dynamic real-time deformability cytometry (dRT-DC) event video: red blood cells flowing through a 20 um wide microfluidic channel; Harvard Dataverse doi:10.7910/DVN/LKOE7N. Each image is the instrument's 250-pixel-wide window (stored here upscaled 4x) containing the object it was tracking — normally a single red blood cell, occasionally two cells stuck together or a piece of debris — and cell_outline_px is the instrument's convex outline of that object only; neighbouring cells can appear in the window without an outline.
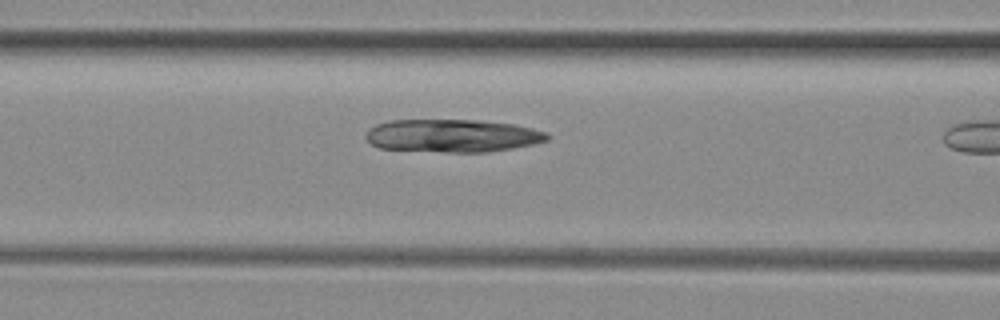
{"species": "common noctule bat (a hibernating species)", "species_latin": "Nyctalus noctula", "temperature_condition": "room temperature", "stored_images_in_passage": 11, "camera_frame_rate_fps": 3000, "um_per_image_px": 0.085, "animal": {"sex": "female", "body_mass_g": 29.2, "forearm_length_mm": 56.3}, "frame": {"image": 1, "passage_image": 10, "time_ms": 3.0, "image_size_px": [1000, 320], "cell_outline_px": [[552, 136], [548, 140], [532, 144], [512, 148], [484, 152], [444, 152], [380, 148], [372, 144], [364, 136], [368, 128], [376, 124], [388, 120], [480, 120], [512, 124], [532, 128], [548, 132]], "centroid_in_image_um": [38.45, 11.53], "position_along_channel_um": 128.1, "area_um2": 34.91}}